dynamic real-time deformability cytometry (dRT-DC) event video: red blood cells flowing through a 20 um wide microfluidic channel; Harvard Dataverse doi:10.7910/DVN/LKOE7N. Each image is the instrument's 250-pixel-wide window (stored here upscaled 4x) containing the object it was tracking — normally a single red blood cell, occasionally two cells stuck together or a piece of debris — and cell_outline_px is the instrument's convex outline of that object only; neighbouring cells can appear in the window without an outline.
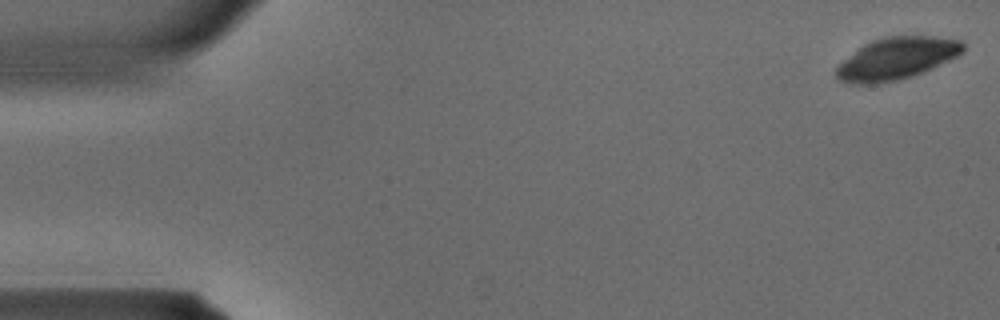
{"species": "common noctule bat (a hibernating species)", "species_latin": "Nyctalus noctula", "temperature_condition": "warm", "stored_images_in_passage": 13, "camera_frame_rate_fps": 3000, "um_per_image_px": 0.085, "animal": {"sex": "male", "body_mass_g": 15.6}, "frame": {"image": 1, "passage_image": 1, "time_ms": 0.0, "image_size_px": [1000, 320], "cell_outline_px": [[964, 52], [948, 60], [912, 76], [896, 80], [872, 84], [852, 84], [840, 80], [836, 76], [836, 68], [844, 60], [864, 44], [872, 40], [884, 36], [932, 36], [960, 40], [964, 44]], "centroid_in_image_um": [76.2, 4.96], "position_along_channel_um": 8.8, "area_um2": 30.58}}